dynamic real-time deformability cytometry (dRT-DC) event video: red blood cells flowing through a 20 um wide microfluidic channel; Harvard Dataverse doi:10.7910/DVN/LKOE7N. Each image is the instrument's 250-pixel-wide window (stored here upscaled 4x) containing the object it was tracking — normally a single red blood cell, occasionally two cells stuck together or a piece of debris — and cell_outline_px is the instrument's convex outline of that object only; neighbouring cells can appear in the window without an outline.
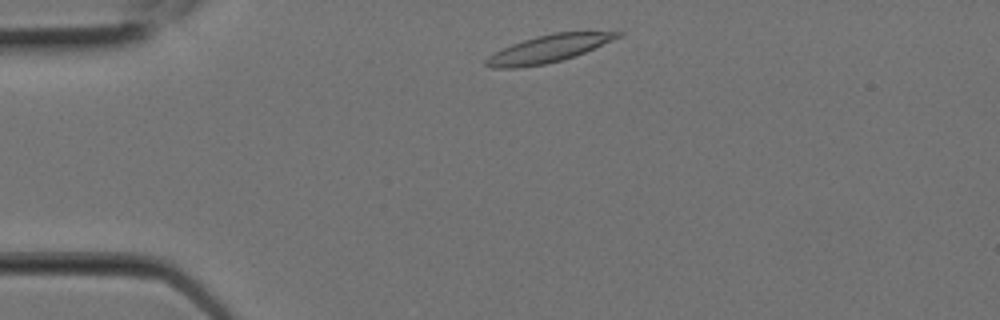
{"species": "Egyptian fruit bat (a non-hibernating species)", "species_latin": "Rousettus aegyptiacus", "temperature_condition": "room temperature", "stored_images_in_passage": 4, "camera_frame_rate_fps": 3000, "um_per_image_px": 0.085, "animal": {"sex": "female"}, "frame": {"image": 1, "passage_image": 1, "time_ms": 0.0, "image_size_px": [1000, 320], "cell_outline_px": [[624, 32], [620, 36], [612, 40], [584, 52], [560, 60], [544, 64], [516, 68], [492, 68], [484, 64], [484, 60], [488, 56], [512, 44], [536, 36], [552, 32]], "centroid_in_image_um": [46.56, 4.14], "position_along_channel_um": 38.4, "area_um2": 20.46}}
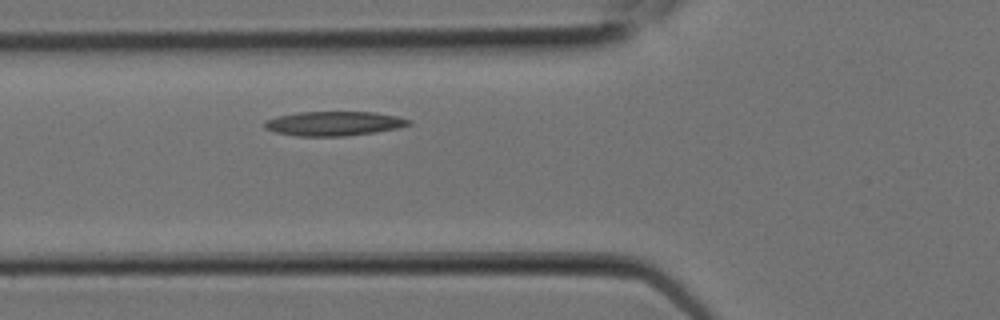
{"frame": {"image": 2, "passage_image": 4, "time_ms": 1.0, "image_size_px": [1000, 320], "cell_outline_px": [[412, 124], [400, 128], [376, 132], [344, 136], [296, 136], [276, 132], [264, 128], [264, 120], [276, 116], [300, 112], [376, 112], [396, 116], [412, 120]], "centroid_in_image_um": [28.4, 10.5], "position_along_channel_um": 97.4, "area_um2": 20.63}}